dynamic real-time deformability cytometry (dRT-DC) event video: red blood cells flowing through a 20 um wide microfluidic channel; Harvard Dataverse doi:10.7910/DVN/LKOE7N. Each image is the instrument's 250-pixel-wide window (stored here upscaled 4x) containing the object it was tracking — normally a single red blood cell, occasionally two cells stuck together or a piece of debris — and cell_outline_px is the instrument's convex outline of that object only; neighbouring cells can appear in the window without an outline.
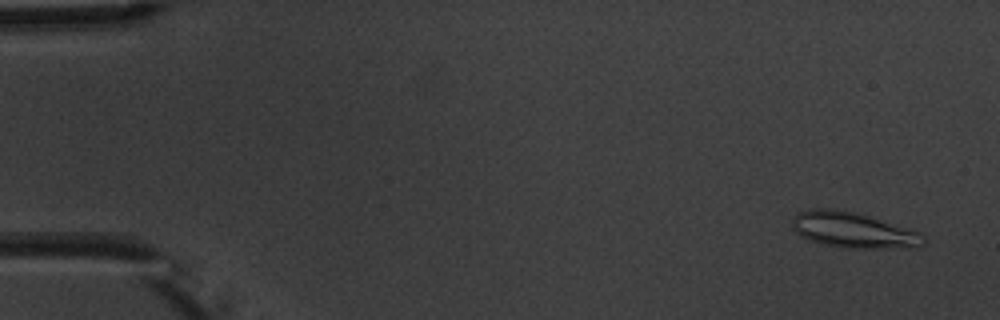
{"species": "common noctule bat (a hibernating species)", "species_latin": "Nyctalus noctula", "temperature_condition": "warm", "stored_images_in_passage": 5, "camera_frame_rate_fps": 3000, "um_per_image_px": 0.085, "animal": {"sex": "male", "body_mass_g": 20.1, "forearm_length_mm": 53.5}, "frame": {"image": 1, "passage_image": 1, "time_ms": 0.0, "image_size_px": [1000, 320], "cell_outline_px": [[928, 240], [924, 244], [916, 248], [844, 248], [824, 244], [808, 240], [800, 236], [792, 228], [792, 220], [800, 212], [812, 208], [828, 208], [852, 212], [868, 216], [920, 232]], "centroid_in_image_um": [72.55, 19.58], "position_along_channel_um": 12.5, "area_um2": 27.22}}
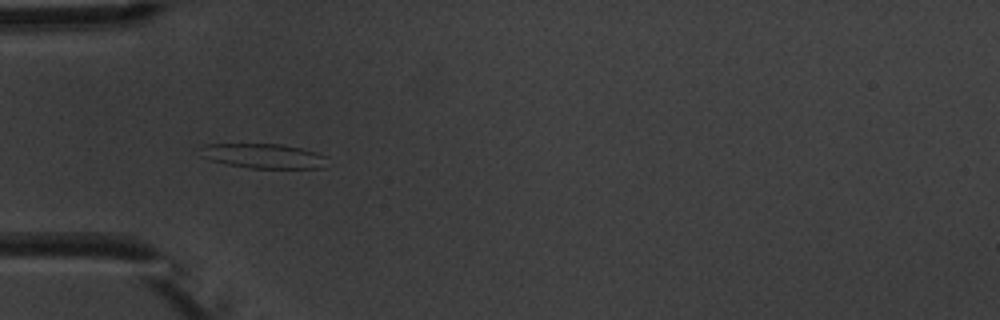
{"frame": {"image": 2, "passage_image": 5, "time_ms": 4.667, "image_size_px": [1000, 320], "cell_outline_px": [[328, 156], [324, 168], [252, 168], [228, 164], [212, 160], [200, 156], [204, 144], [280, 144], [300, 148], [316, 152]], "centroid_in_image_um": [22.45, 13.26], "position_along_channel_um": 62.6, "area_um2": 18.09}}